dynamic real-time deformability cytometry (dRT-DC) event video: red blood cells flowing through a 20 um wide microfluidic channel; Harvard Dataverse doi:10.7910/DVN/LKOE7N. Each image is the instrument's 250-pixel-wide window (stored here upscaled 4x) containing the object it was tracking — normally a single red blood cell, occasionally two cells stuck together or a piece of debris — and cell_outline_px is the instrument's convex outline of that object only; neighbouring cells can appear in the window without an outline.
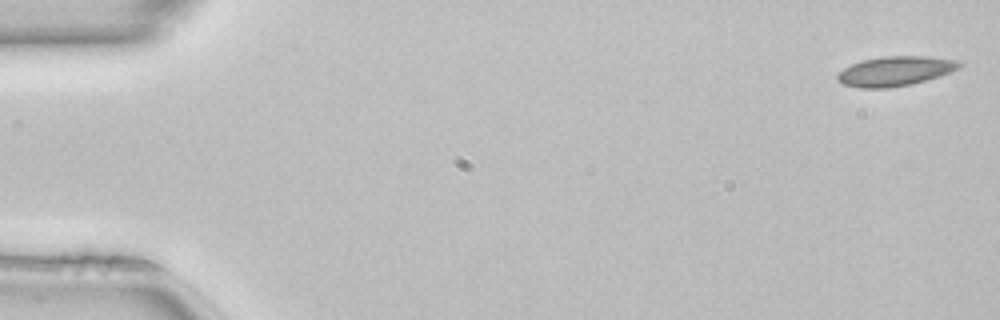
{"species": "common noctule bat (a hibernating species)", "species_latin": "Nyctalus noctula", "temperature_condition": "room temperature", "stored_images_in_passage": 52, "camera_frame_rate_fps": 3000, "um_per_image_px": 0.085, "animal": {"sex": "female", "body_mass_g": 22.7, "forearm_length_mm": 54.2}, "frame": {"image": 1, "passage_image": 1, "time_ms": 0.0, "image_size_px": [1000, 320], "cell_outline_px": [[964, 64], [960, 68], [940, 76], [912, 84], [888, 88], [860, 88], [840, 84], [836, 80], [836, 76], [844, 68], [852, 64], [864, 60], [884, 56], [928, 56], [956, 60]], "centroid_in_image_um": [76.09, 6.05], "position_along_channel_um": 8.9, "area_um2": 21.15}}